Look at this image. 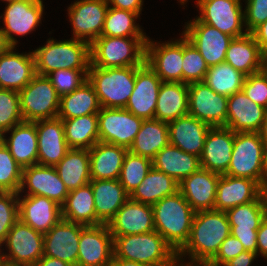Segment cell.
Segmentation results:
<instances>
[{
    "instance_id": "1",
    "label": "cell",
    "mask_w": 267,
    "mask_h": 266,
    "mask_svg": "<svg viewBox=\"0 0 267 266\" xmlns=\"http://www.w3.org/2000/svg\"><path fill=\"white\" fill-rule=\"evenodd\" d=\"M230 234L225 211H198L195 213L188 241L177 252V257L183 259L188 255L191 262H210Z\"/></svg>"
},
{
    "instance_id": "2",
    "label": "cell",
    "mask_w": 267,
    "mask_h": 266,
    "mask_svg": "<svg viewBox=\"0 0 267 266\" xmlns=\"http://www.w3.org/2000/svg\"><path fill=\"white\" fill-rule=\"evenodd\" d=\"M155 230L177 253L188 241L195 211L180 191L152 206Z\"/></svg>"
},
{
    "instance_id": "3",
    "label": "cell",
    "mask_w": 267,
    "mask_h": 266,
    "mask_svg": "<svg viewBox=\"0 0 267 266\" xmlns=\"http://www.w3.org/2000/svg\"><path fill=\"white\" fill-rule=\"evenodd\" d=\"M36 74L46 76L57 69H89L90 44L82 40L47 39L46 44L32 51Z\"/></svg>"
},
{
    "instance_id": "4",
    "label": "cell",
    "mask_w": 267,
    "mask_h": 266,
    "mask_svg": "<svg viewBox=\"0 0 267 266\" xmlns=\"http://www.w3.org/2000/svg\"><path fill=\"white\" fill-rule=\"evenodd\" d=\"M116 258L131 260L148 266H166L176 256L175 250L156 231L113 236Z\"/></svg>"
},
{
    "instance_id": "5",
    "label": "cell",
    "mask_w": 267,
    "mask_h": 266,
    "mask_svg": "<svg viewBox=\"0 0 267 266\" xmlns=\"http://www.w3.org/2000/svg\"><path fill=\"white\" fill-rule=\"evenodd\" d=\"M148 37L100 36L90 45V66L99 68L142 66Z\"/></svg>"
},
{
    "instance_id": "6",
    "label": "cell",
    "mask_w": 267,
    "mask_h": 266,
    "mask_svg": "<svg viewBox=\"0 0 267 266\" xmlns=\"http://www.w3.org/2000/svg\"><path fill=\"white\" fill-rule=\"evenodd\" d=\"M136 66L99 68L90 66L88 81L93 85L101 107L125 108L133 92Z\"/></svg>"
},
{
    "instance_id": "7",
    "label": "cell",
    "mask_w": 267,
    "mask_h": 266,
    "mask_svg": "<svg viewBox=\"0 0 267 266\" xmlns=\"http://www.w3.org/2000/svg\"><path fill=\"white\" fill-rule=\"evenodd\" d=\"M226 175L264 183V141L258 132H236Z\"/></svg>"
},
{
    "instance_id": "8",
    "label": "cell",
    "mask_w": 267,
    "mask_h": 266,
    "mask_svg": "<svg viewBox=\"0 0 267 266\" xmlns=\"http://www.w3.org/2000/svg\"><path fill=\"white\" fill-rule=\"evenodd\" d=\"M20 110L24 122L54 119L58 117L60 96L47 76L36 74L19 91Z\"/></svg>"
},
{
    "instance_id": "9",
    "label": "cell",
    "mask_w": 267,
    "mask_h": 266,
    "mask_svg": "<svg viewBox=\"0 0 267 266\" xmlns=\"http://www.w3.org/2000/svg\"><path fill=\"white\" fill-rule=\"evenodd\" d=\"M44 234L18 220L0 245V260L11 265L33 266L43 256ZM5 250L9 253L2 252Z\"/></svg>"
},
{
    "instance_id": "10",
    "label": "cell",
    "mask_w": 267,
    "mask_h": 266,
    "mask_svg": "<svg viewBox=\"0 0 267 266\" xmlns=\"http://www.w3.org/2000/svg\"><path fill=\"white\" fill-rule=\"evenodd\" d=\"M196 6L199 8L196 17L201 22L233 38L248 33L241 0H196Z\"/></svg>"
},
{
    "instance_id": "11",
    "label": "cell",
    "mask_w": 267,
    "mask_h": 266,
    "mask_svg": "<svg viewBox=\"0 0 267 266\" xmlns=\"http://www.w3.org/2000/svg\"><path fill=\"white\" fill-rule=\"evenodd\" d=\"M97 114L99 141L129 149L140 130L143 119L125 108L101 107Z\"/></svg>"
},
{
    "instance_id": "12",
    "label": "cell",
    "mask_w": 267,
    "mask_h": 266,
    "mask_svg": "<svg viewBox=\"0 0 267 266\" xmlns=\"http://www.w3.org/2000/svg\"><path fill=\"white\" fill-rule=\"evenodd\" d=\"M44 7L43 0H16L6 4L0 15L4 26L0 28L10 46H17L14 36L22 37L36 30L43 18Z\"/></svg>"
},
{
    "instance_id": "13",
    "label": "cell",
    "mask_w": 267,
    "mask_h": 266,
    "mask_svg": "<svg viewBox=\"0 0 267 266\" xmlns=\"http://www.w3.org/2000/svg\"><path fill=\"white\" fill-rule=\"evenodd\" d=\"M228 97L204 82L188 84V115L211 127H226Z\"/></svg>"
},
{
    "instance_id": "14",
    "label": "cell",
    "mask_w": 267,
    "mask_h": 266,
    "mask_svg": "<svg viewBox=\"0 0 267 266\" xmlns=\"http://www.w3.org/2000/svg\"><path fill=\"white\" fill-rule=\"evenodd\" d=\"M109 5L106 0H77L68 7L72 38L92 44L104 26Z\"/></svg>"
},
{
    "instance_id": "15",
    "label": "cell",
    "mask_w": 267,
    "mask_h": 266,
    "mask_svg": "<svg viewBox=\"0 0 267 266\" xmlns=\"http://www.w3.org/2000/svg\"><path fill=\"white\" fill-rule=\"evenodd\" d=\"M160 42L148 36L145 62L162 82H182L183 34L175 41Z\"/></svg>"
},
{
    "instance_id": "16",
    "label": "cell",
    "mask_w": 267,
    "mask_h": 266,
    "mask_svg": "<svg viewBox=\"0 0 267 266\" xmlns=\"http://www.w3.org/2000/svg\"><path fill=\"white\" fill-rule=\"evenodd\" d=\"M182 34L197 48L209 67L225 61L226 51L233 39L197 17L186 22Z\"/></svg>"
},
{
    "instance_id": "17",
    "label": "cell",
    "mask_w": 267,
    "mask_h": 266,
    "mask_svg": "<svg viewBox=\"0 0 267 266\" xmlns=\"http://www.w3.org/2000/svg\"><path fill=\"white\" fill-rule=\"evenodd\" d=\"M113 255V236L107 224L81 228L77 266H111Z\"/></svg>"
},
{
    "instance_id": "18",
    "label": "cell",
    "mask_w": 267,
    "mask_h": 266,
    "mask_svg": "<svg viewBox=\"0 0 267 266\" xmlns=\"http://www.w3.org/2000/svg\"><path fill=\"white\" fill-rule=\"evenodd\" d=\"M24 191H27L24 196H44L60 206L69 194L56 168L39 164L22 168V182L18 194L25 193Z\"/></svg>"
},
{
    "instance_id": "19",
    "label": "cell",
    "mask_w": 267,
    "mask_h": 266,
    "mask_svg": "<svg viewBox=\"0 0 267 266\" xmlns=\"http://www.w3.org/2000/svg\"><path fill=\"white\" fill-rule=\"evenodd\" d=\"M230 233L243 244L245 250L257 252V230L265 218L262 199L238 205L225 211Z\"/></svg>"
},
{
    "instance_id": "20",
    "label": "cell",
    "mask_w": 267,
    "mask_h": 266,
    "mask_svg": "<svg viewBox=\"0 0 267 266\" xmlns=\"http://www.w3.org/2000/svg\"><path fill=\"white\" fill-rule=\"evenodd\" d=\"M162 80L145 62L136 66L135 85L125 109L143 119H154L158 92Z\"/></svg>"
},
{
    "instance_id": "21",
    "label": "cell",
    "mask_w": 267,
    "mask_h": 266,
    "mask_svg": "<svg viewBox=\"0 0 267 266\" xmlns=\"http://www.w3.org/2000/svg\"><path fill=\"white\" fill-rule=\"evenodd\" d=\"M83 225L61 219L44 233L43 255L77 266L78 245Z\"/></svg>"
},
{
    "instance_id": "22",
    "label": "cell",
    "mask_w": 267,
    "mask_h": 266,
    "mask_svg": "<svg viewBox=\"0 0 267 266\" xmlns=\"http://www.w3.org/2000/svg\"><path fill=\"white\" fill-rule=\"evenodd\" d=\"M235 132L226 127H211L200 155L201 168L226 174L233 152Z\"/></svg>"
},
{
    "instance_id": "23",
    "label": "cell",
    "mask_w": 267,
    "mask_h": 266,
    "mask_svg": "<svg viewBox=\"0 0 267 266\" xmlns=\"http://www.w3.org/2000/svg\"><path fill=\"white\" fill-rule=\"evenodd\" d=\"M19 220L34 230L47 233L61 219V206L44 196L18 194Z\"/></svg>"
},
{
    "instance_id": "24",
    "label": "cell",
    "mask_w": 267,
    "mask_h": 266,
    "mask_svg": "<svg viewBox=\"0 0 267 266\" xmlns=\"http://www.w3.org/2000/svg\"><path fill=\"white\" fill-rule=\"evenodd\" d=\"M107 225L112 236L152 232L155 230L152 206L129 198Z\"/></svg>"
},
{
    "instance_id": "25",
    "label": "cell",
    "mask_w": 267,
    "mask_h": 266,
    "mask_svg": "<svg viewBox=\"0 0 267 266\" xmlns=\"http://www.w3.org/2000/svg\"><path fill=\"white\" fill-rule=\"evenodd\" d=\"M10 46L0 54V89L19 92L36 75L35 59L32 52L19 53Z\"/></svg>"
},
{
    "instance_id": "26",
    "label": "cell",
    "mask_w": 267,
    "mask_h": 266,
    "mask_svg": "<svg viewBox=\"0 0 267 266\" xmlns=\"http://www.w3.org/2000/svg\"><path fill=\"white\" fill-rule=\"evenodd\" d=\"M220 175L200 168L179 184V191L195 212L215 210Z\"/></svg>"
},
{
    "instance_id": "27",
    "label": "cell",
    "mask_w": 267,
    "mask_h": 266,
    "mask_svg": "<svg viewBox=\"0 0 267 266\" xmlns=\"http://www.w3.org/2000/svg\"><path fill=\"white\" fill-rule=\"evenodd\" d=\"M38 136V164L56 166L70 149L64 134L62 119L36 121Z\"/></svg>"
},
{
    "instance_id": "28",
    "label": "cell",
    "mask_w": 267,
    "mask_h": 266,
    "mask_svg": "<svg viewBox=\"0 0 267 266\" xmlns=\"http://www.w3.org/2000/svg\"><path fill=\"white\" fill-rule=\"evenodd\" d=\"M266 108L256 104L241 90L228 97L226 128L233 132H258Z\"/></svg>"
},
{
    "instance_id": "29",
    "label": "cell",
    "mask_w": 267,
    "mask_h": 266,
    "mask_svg": "<svg viewBox=\"0 0 267 266\" xmlns=\"http://www.w3.org/2000/svg\"><path fill=\"white\" fill-rule=\"evenodd\" d=\"M11 132V133H10ZM6 133H10L8 138ZM21 168L38 164V136L35 122H22L0 136Z\"/></svg>"
},
{
    "instance_id": "30",
    "label": "cell",
    "mask_w": 267,
    "mask_h": 266,
    "mask_svg": "<svg viewBox=\"0 0 267 266\" xmlns=\"http://www.w3.org/2000/svg\"><path fill=\"white\" fill-rule=\"evenodd\" d=\"M260 196V185L249 178L220 175L215 199V210L226 211L255 201Z\"/></svg>"
},
{
    "instance_id": "31",
    "label": "cell",
    "mask_w": 267,
    "mask_h": 266,
    "mask_svg": "<svg viewBox=\"0 0 267 266\" xmlns=\"http://www.w3.org/2000/svg\"><path fill=\"white\" fill-rule=\"evenodd\" d=\"M168 126L169 144L200 157L210 125L186 115L169 122Z\"/></svg>"
},
{
    "instance_id": "32",
    "label": "cell",
    "mask_w": 267,
    "mask_h": 266,
    "mask_svg": "<svg viewBox=\"0 0 267 266\" xmlns=\"http://www.w3.org/2000/svg\"><path fill=\"white\" fill-rule=\"evenodd\" d=\"M128 149L98 141L90 153L91 180L118 179Z\"/></svg>"
},
{
    "instance_id": "33",
    "label": "cell",
    "mask_w": 267,
    "mask_h": 266,
    "mask_svg": "<svg viewBox=\"0 0 267 266\" xmlns=\"http://www.w3.org/2000/svg\"><path fill=\"white\" fill-rule=\"evenodd\" d=\"M97 218L108 224L130 198L118 179L90 181Z\"/></svg>"
},
{
    "instance_id": "34",
    "label": "cell",
    "mask_w": 267,
    "mask_h": 266,
    "mask_svg": "<svg viewBox=\"0 0 267 266\" xmlns=\"http://www.w3.org/2000/svg\"><path fill=\"white\" fill-rule=\"evenodd\" d=\"M157 170L171 176L178 184L201 168L200 158L168 144L152 159Z\"/></svg>"
},
{
    "instance_id": "35",
    "label": "cell",
    "mask_w": 267,
    "mask_h": 266,
    "mask_svg": "<svg viewBox=\"0 0 267 266\" xmlns=\"http://www.w3.org/2000/svg\"><path fill=\"white\" fill-rule=\"evenodd\" d=\"M186 115H188V84L162 82L154 118L169 123Z\"/></svg>"
},
{
    "instance_id": "36",
    "label": "cell",
    "mask_w": 267,
    "mask_h": 266,
    "mask_svg": "<svg viewBox=\"0 0 267 266\" xmlns=\"http://www.w3.org/2000/svg\"><path fill=\"white\" fill-rule=\"evenodd\" d=\"M61 216L63 220L83 226L103 224L96 215L90 183L69 191L65 202L61 206Z\"/></svg>"
},
{
    "instance_id": "37",
    "label": "cell",
    "mask_w": 267,
    "mask_h": 266,
    "mask_svg": "<svg viewBox=\"0 0 267 266\" xmlns=\"http://www.w3.org/2000/svg\"><path fill=\"white\" fill-rule=\"evenodd\" d=\"M262 55L252 34L246 33L231 40L224 62L248 76L260 72Z\"/></svg>"
},
{
    "instance_id": "38",
    "label": "cell",
    "mask_w": 267,
    "mask_h": 266,
    "mask_svg": "<svg viewBox=\"0 0 267 266\" xmlns=\"http://www.w3.org/2000/svg\"><path fill=\"white\" fill-rule=\"evenodd\" d=\"M169 144L168 123L157 119L143 120L140 130L128 149L135 155L148 157L151 160Z\"/></svg>"
},
{
    "instance_id": "39",
    "label": "cell",
    "mask_w": 267,
    "mask_h": 266,
    "mask_svg": "<svg viewBox=\"0 0 267 266\" xmlns=\"http://www.w3.org/2000/svg\"><path fill=\"white\" fill-rule=\"evenodd\" d=\"M55 168L68 191L90 183L91 169L89 150L70 148Z\"/></svg>"
},
{
    "instance_id": "40",
    "label": "cell",
    "mask_w": 267,
    "mask_h": 266,
    "mask_svg": "<svg viewBox=\"0 0 267 266\" xmlns=\"http://www.w3.org/2000/svg\"><path fill=\"white\" fill-rule=\"evenodd\" d=\"M101 109L93 85L87 80L79 88L60 97L58 118L71 119L97 114Z\"/></svg>"
},
{
    "instance_id": "41",
    "label": "cell",
    "mask_w": 267,
    "mask_h": 266,
    "mask_svg": "<svg viewBox=\"0 0 267 266\" xmlns=\"http://www.w3.org/2000/svg\"><path fill=\"white\" fill-rule=\"evenodd\" d=\"M179 191V184L171 177L152 167L142 183L130 195L134 201L153 206L166 196Z\"/></svg>"
},
{
    "instance_id": "42",
    "label": "cell",
    "mask_w": 267,
    "mask_h": 266,
    "mask_svg": "<svg viewBox=\"0 0 267 266\" xmlns=\"http://www.w3.org/2000/svg\"><path fill=\"white\" fill-rule=\"evenodd\" d=\"M69 148H92L99 141L98 114H88L62 120Z\"/></svg>"
},
{
    "instance_id": "43",
    "label": "cell",
    "mask_w": 267,
    "mask_h": 266,
    "mask_svg": "<svg viewBox=\"0 0 267 266\" xmlns=\"http://www.w3.org/2000/svg\"><path fill=\"white\" fill-rule=\"evenodd\" d=\"M246 75L223 62L210 66L203 82L216 93L227 97L241 91Z\"/></svg>"
},
{
    "instance_id": "44",
    "label": "cell",
    "mask_w": 267,
    "mask_h": 266,
    "mask_svg": "<svg viewBox=\"0 0 267 266\" xmlns=\"http://www.w3.org/2000/svg\"><path fill=\"white\" fill-rule=\"evenodd\" d=\"M137 13L110 7L107 10L101 36L147 37L142 27L136 23Z\"/></svg>"
},
{
    "instance_id": "45",
    "label": "cell",
    "mask_w": 267,
    "mask_h": 266,
    "mask_svg": "<svg viewBox=\"0 0 267 266\" xmlns=\"http://www.w3.org/2000/svg\"><path fill=\"white\" fill-rule=\"evenodd\" d=\"M152 167V160L150 158L135 155L128 151L125 155L118 180L125 188V191L131 195L142 183Z\"/></svg>"
},
{
    "instance_id": "46",
    "label": "cell",
    "mask_w": 267,
    "mask_h": 266,
    "mask_svg": "<svg viewBox=\"0 0 267 266\" xmlns=\"http://www.w3.org/2000/svg\"><path fill=\"white\" fill-rule=\"evenodd\" d=\"M208 68L197 48L183 35L182 83L203 82Z\"/></svg>"
},
{
    "instance_id": "47",
    "label": "cell",
    "mask_w": 267,
    "mask_h": 266,
    "mask_svg": "<svg viewBox=\"0 0 267 266\" xmlns=\"http://www.w3.org/2000/svg\"><path fill=\"white\" fill-rule=\"evenodd\" d=\"M22 182V168L0 140V192L18 193Z\"/></svg>"
},
{
    "instance_id": "48",
    "label": "cell",
    "mask_w": 267,
    "mask_h": 266,
    "mask_svg": "<svg viewBox=\"0 0 267 266\" xmlns=\"http://www.w3.org/2000/svg\"><path fill=\"white\" fill-rule=\"evenodd\" d=\"M23 121L19 92L0 89V136Z\"/></svg>"
},
{
    "instance_id": "49",
    "label": "cell",
    "mask_w": 267,
    "mask_h": 266,
    "mask_svg": "<svg viewBox=\"0 0 267 266\" xmlns=\"http://www.w3.org/2000/svg\"><path fill=\"white\" fill-rule=\"evenodd\" d=\"M88 71L89 69H57L46 76L61 97L73 92L86 82Z\"/></svg>"
},
{
    "instance_id": "50",
    "label": "cell",
    "mask_w": 267,
    "mask_h": 266,
    "mask_svg": "<svg viewBox=\"0 0 267 266\" xmlns=\"http://www.w3.org/2000/svg\"><path fill=\"white\" fill-rule=\"evenodd\" d=\"M18 193L0 192V245L19 220Z\"/></svg>"
},
{
    "instance_id": "51",
    "label": "cell",
    "mask_w": 267,
    "mask_h": 266,
    "mask_svg": "<svg viewBox=\"0 0 267 266\" xmlns=\"http://www.w3.org/2000/svg\"><path fill=\"white\" fill-rule=\"evenodd\" d=\"M241 90L253 102L267 109V78L261 71L246 76Z\"/></svg>"
},
{
    "instance_id": "52",
    "label": "cell",
    "mask_w": 267,
    "mask_h": 266,
    "mask_svg": "<svg viewBox=\"0 0 267 266\" xmlns=\"http://www.w3.org/2000/svg\"><path fill=\"white\" fill-rule=\"evenodd\" d=\"M245 4V27L247 32L251 33L267 20V0H246Z\"/></svg>"
},
{
    "instance_id": "53",
    "label": "cell",
    "mask_w": 267,
    "mask_h": 266,
    "mask_svg": "<svg viewBox=\"0 0 267 266\" xmlns=\"http://www.w3.org/2000/svg\"><path fill=\"white\" fill-rule=\"evenodd\" d=\"M245 251L243 244L231 234L221 243L216 256L209 262L213 265H225L228 261Z\"/></svg>"
},
{
    "instance_id": "54",
    "label": "cell",
    "mask_w": 267,
    "mask_h": 266,
    "mask_svg": "<svg viewBox=\"0 0 267 266\" xmlns=\"http://www.w3.org/2000/svg\"><path fill=\"white\" fill-rule=\"evenodd\" d=\"M110 7L123 9L126 11L137 13L139 16L142 12L143 0H106Z\"/></svg>"
},
{
    "instance_id": "55",
    "label": "cell",
    "mask_w": 267,
    "mask_h": 266,
    "mask_svg": "<svg viewBox=\"0 0 267 266\" xmlns=\"http://www.w3.org/2000/svg\"><path fill=\"white\" fill-rule=\"evenodd\" d=\"M257 254L267 260V218L265 217L257 230Z\"/></svg>"
},
{
    "instance_id": "56",
    "label": "cell",
    "mask_w": 267,
    "mask_h": 266,
    "mask_svg": "<svg viewBox=\"0 0 267 266\" xmlns=\"http://www.w3.org/2000/svg\"><path fill=\"white\" fill-rule=\"evenodd\" d=\"M257 257V252L245 250L228 261L225 266H252L254 259L256 260Z\"/></svg>"
},
{
    "instance_id": "57",
    "label": "cell",
    "mask_w": 267,
    "mask_h": 266,
    "mask_svg": "<svg viewBox=\"0 0 267 266\" xmlns=\"http://www.w3.org/2000/svg\"><path fill=\"white\" fill-rule=\"evenodd\" d=\"M251 34L256 43L260 46L262 54L267 53V20L257 26Z\"/></svg>"
},
{
    "instance_id": "58",
    "label": "cell",
    "mask_w": 267,
    "mask_h": 266,
    "mask_svg": "<svg viewBox=\"0 0 267 266\" xmlns=\"http://www.w3.org/2000/svg\"><path fill=\"white\" fill-rule=\"evenodd\" d=\"M33 266H72L60 259L43 255Z\"/></svg>"
},
{
    "instance_id": "59",
    "label": "cell",
    "mask_w": 267,
    "mask_h": 266,
    "mask_svg": "<svg viewBox=\"0 0 267 266\" xmlns=\"http://www.w3.org/2000/svg\"><path fill=\"white\" fill-rule=\"evenodd\" d=\"M111 266H148V265L137 263V262H134V261H131V260L116 258L113 255Z\"/></svg>"
},
{
    "instance_id": "60",
    "label": "cell",
    "mask_w": 267,
    "mask_h": 266,
    "mask_svg": "<svg viewBox=\"0 0 267 266\" xmlns=\"http://www.w3.org/2000/svg\"><path fill=\"white\" fill-rule=\"evenodd\" d=\"M186 259H181L179 257H175L168 265L166 266H202V263H199V262H189L187 261L186 263Z\"/></svg>"
},
{
    "instance_id": "61",
    "label": "cell",
    "mask_w": 267,
    "mask_h": 266,
    "mask_svg": "<svg viewBox=\"0 0 267 266\" xmlns=\"http://www.w3.org/2000/svg\"><path fill=\"white\" fill-rule=\"evenodd\" d=\"M260 197L262 199L265 217L267 218V182L260 186Z\"/></svg>"
},
{
    "instance_id": "62",
    "label": "cell",
    "mask_w": 267,
    "mask_h": 266,
    "mask_svg": "<svg viewBox=\"0 0 267 266\" xmlns=\"http://www.w3.org/2000/svg\"><path fill=\"white\" fill-rule=\"evenodd\" d=\"M258 133L260 135V138L264 141V144L267 143V109H266L263 123Z\"/></svg>"
},
{
    "instance_id": "63",
    "label": "cell",
    "mask_w": 267,
    "mask_h": 266,
    "mask_svg": "<svg viewBox=\"0 0 267 266\" xmlns=\"http://www.w3.org/2000/svg\"><path fill=\"white\" fill-rule=\"evenodd\" d=\"M9 47L10 45L8 44L5 35L2 29L0 28V54L5 52Z\"/></svg>"
},
{
    "instance_id": "64",
    "label": "cell",
    "mask_w": 267,
    "mask_h": 266,
    "mask_svg": "<svg viewBox=\"0 0 267 266\" xmlns=\"http://www.w3.org/2000/svg\"><path fill=\"white\" fill-rule=\"evenodd\" d=\"M262 74L267 78V53L262 55L261 70Z\"/></svg>"
},
{
    "instance_id": "65",
    "label": "cell",
    "mask_w": 267,
    "mask_h": 266,
    "mask_svg": "<svg viewBox=\"0 0 267 266\" xmlns=\"http://www.w3.org/2000/svg\"><path fill=\"white\" fill-rule=\"evenodd\" d=\"M267 182V143L264 144V183Z\"/></svg>"
},
{
    "instance_id": "66",
    "label": "cell",
    "mask_w": 267,
    "mask_h": 266,
    "mask_svg": "<svg viewBox=\"0 0 267 266\" xmlns=\"http://www.w3.org/2000/svg\"><path fill=\"white\" fill-rule=\"evenodd\" d=\"M0 266H18V265H11L0 260Z\"/></svg>"
},
{
    "instance_id": "67",
    "label": "cell",
    "mask_w": 267,
    "mask_h": 266,
    "mask_svg": "<svg viewBox=\"0 0 267 266\" xmlns=\"http://www.w3.org/2000/svg\"><path fill=\"white\" fill-rule=\"evenodd\" d=\"M202 266H225V265H213V264L207 262V263H202Z\"/></svg>"
},
{
    "instance_id": "68",
    "label": "cell",
    "mask_w": 267,
    "mask_h": 266,
    "mask_svg": "<svg viewBox=\"0 0 267 266\" xmlns=\"http://www.w3.org/2000/svg\"><path fill=\"white\" fill-rule=\"evenodd\" d=\"M178 2H180L181 5H185L188 2V0H179Z\"/></svg>"
},
{
    "instance_id": "69",
    "label": "cell",
    "mask_w": 267,
    "mask_h": 266,
    "mask_svg": "<svg viewBox=\"0 0 267 266\" xmlns=\"http://www.w3.org/2000/svg\"><path fill=\"white\" fill-rule=\"evenodd\" d=\"M1 1L5 2L7 4V3H10V2H13V1H16V0H1Z\"/></svg>"
}]
</instances>
